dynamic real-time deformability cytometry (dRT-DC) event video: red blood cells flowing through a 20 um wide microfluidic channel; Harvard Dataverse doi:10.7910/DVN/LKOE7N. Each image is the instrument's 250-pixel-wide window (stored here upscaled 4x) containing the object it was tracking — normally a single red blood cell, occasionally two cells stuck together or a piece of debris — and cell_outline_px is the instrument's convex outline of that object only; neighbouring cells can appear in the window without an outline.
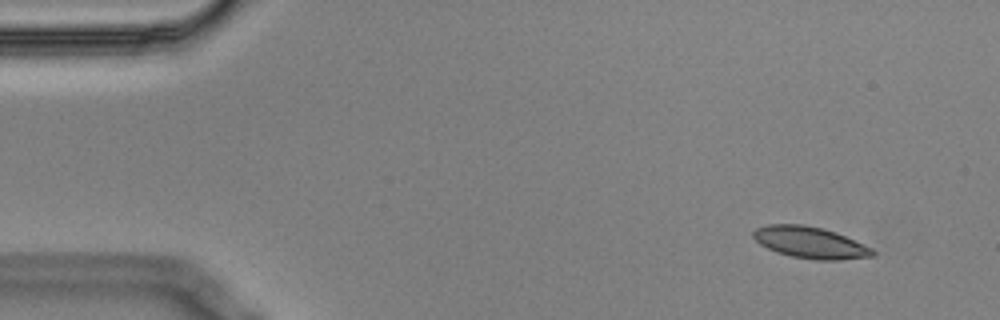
{"species": "Egyptian fruit bat (a non-hibernating species)", "species_latin": "Rousettus aegyptiacus", "temperature_condition": "cold", "stored_images_in_passage": 52, "camera_frame_rate_fps": 3000, "um_per_image_px": 0.085, "animal": {"sex": "male"}, "frame": {"image": 1, "passage_image": 1, "time_ms": 0.0, "image_size_px": [1000, 320], "cell_outline_px": [[876, 256], [840, 260], [816, 260], [792, 256], [776, 252], [760, 244], [752, 236], [752, 232], [756, 228], [768, 224], [804, 224], [836, 232], [872, 248], [876, 252]], "centroid_in_image_um": [68.87, 20.62], "position_along_channel_um": 16.1, "area_um2": 21.96}}
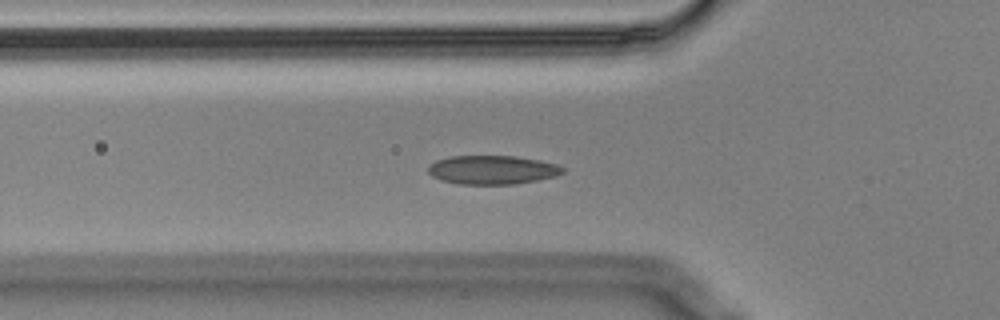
{"frame": {"image": 2, "passage_image": 15, "time_ms": 4.667, "image_size_px": [1000, 320], "cell_outline_px": [[564, 172], [556, 176], [516, 184], [460, 184], [440, 180], [432, 176], [428, 172], [428, 168], [436, 160], [452, 156], [516, 156], [540, 160], [556, 164], [564, 168]], "centroid_in_image_um": [41.86, 14.44], "position_along_channel_um": 83.9, "area_um2": 22.54}}
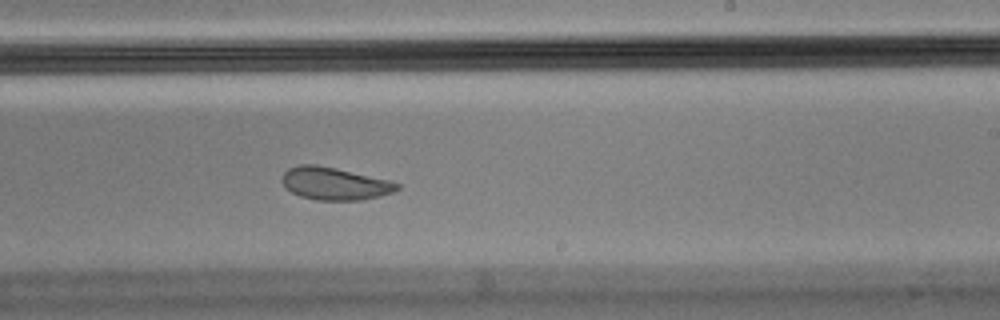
{"frame": {"image": 3, "passage_image": 30, "time_ms": 9.667, "image_size_px": [1000, 320], "cell_outline_px": [[400, 188], [392, 192], [380, 196], [360, 200], [316, 200], [300, 196], [292, 192], [284, 184], [284, 172], [288, 168], [300, 164], [316, 164], [336, 168], [388, 180], [400, 184]], "centroid_in_image_um": [28.46, 15.6], "position_along_channel_um": 260.5, "area_um2": 21.56}, "authors_computed_cell_mechanics": {"area_um2": 22.4842, "velocity_mm_per_s": 3.5248, "shape_relaxation_time_tau1_ms": null, "shape_relaxation_time_tau2_ms": 2.3465, "deformation_change_tau1": null, "deformation_change_tau2": 0.0778}}